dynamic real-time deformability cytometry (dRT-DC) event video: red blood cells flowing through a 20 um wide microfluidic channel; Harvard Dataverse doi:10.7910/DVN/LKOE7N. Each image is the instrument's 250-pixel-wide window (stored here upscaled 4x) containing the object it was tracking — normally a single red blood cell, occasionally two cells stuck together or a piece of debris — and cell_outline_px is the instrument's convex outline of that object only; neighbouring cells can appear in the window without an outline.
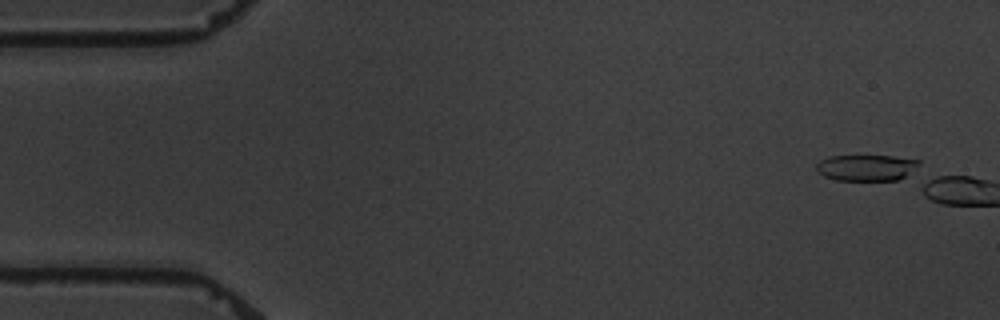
{"species": "common noctule bat (a hibernating species)", "species_latin": "Nyctalus noctula", "temperature_condition": "warm", "stored_images_in_passage": 6, "camera_frame_rate_fps": 3000, "um_per_image_px": 0.085, "animal": {"sex": "male", "body_mass_g": 19.5, "forearm_length_mm": 54.6}, "frame": {"image": 1, "passage_image": 1, "time_ms": 0.0, "image_size_px": [1000, 320], "cell_outline_px": [[920, 164], [904, 176], [896, 180], [836, 180], [824, 176], [816, 168], [816, 164], [820, 160], [828, 156], [892, 156], [920, 160]], "centroid_in_image_um": [73.61, 14.24], "position_along_channel_um": 11.4, "area_um2": 15.43}}
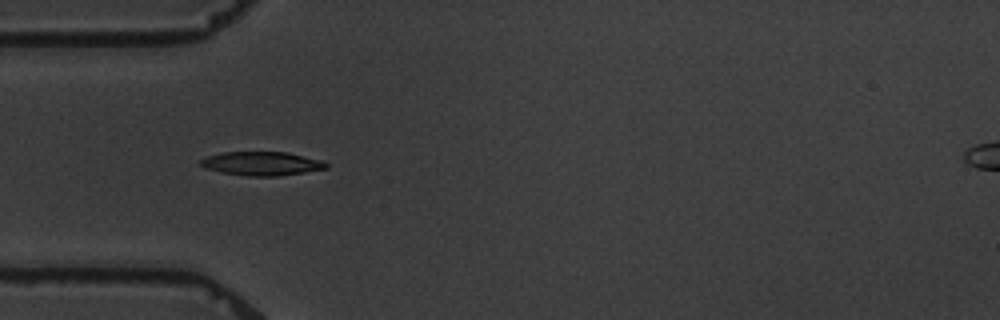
{"frame": {"image": 2, "passage_image": 5, "time_ms": 6.333, "image_size_px": [1000, 320], "cell_outline_px": [[328, 168], [280, 176], [248, 176], [220, 172], [204, 168], [200, 164], [200, 160], [208, 156], [224, 152], [284, 152], [324, 160], [328, 164]], "centroid_in_image_um": [22.26, 13.91], "position_along_channel_um": 62.7, "area_um2": 17.4}}
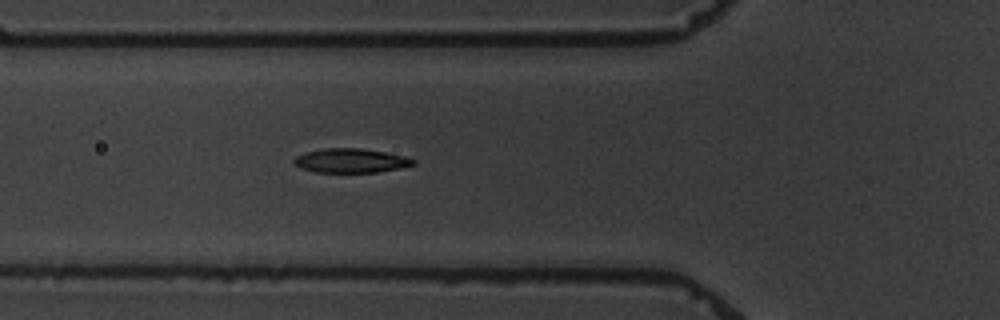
{"frame": {"image": 3, "passage_image": 6, "time_ms": 7.333, "image_size_px": [1000, 320], "cell_outline_px": [[416, 164], [400, 168], [376, 172], [316, 172], [300, 168], [292, 160], [296, 156], [308, 152], [324, 148], [360, 148], [384, 152], [404, 156], [416, 160]], "centroid_in_image_um": [29.83, 13.65], "position_along_channel_um": 96.0, "area_um2": 16.65}}